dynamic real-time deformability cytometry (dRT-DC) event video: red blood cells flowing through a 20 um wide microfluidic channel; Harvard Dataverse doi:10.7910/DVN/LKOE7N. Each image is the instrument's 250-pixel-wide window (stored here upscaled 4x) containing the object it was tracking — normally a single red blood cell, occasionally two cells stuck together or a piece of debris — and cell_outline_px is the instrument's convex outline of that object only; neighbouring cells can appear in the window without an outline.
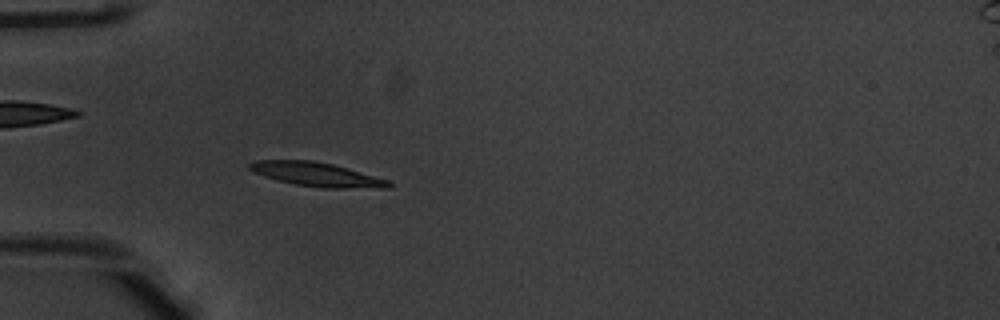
{"species": "common noctule bat (a hibernating species)", "species_latin": "Nyctalus noctula", "temperature_condition": "warm", "stored_images_in_passage": 53, "camera_frame_rate_fps": 3000, "um_per_image_px": 0.085, "animal": {"sex": "male", "body_mass_g": 20.1, "forearm_length_mm": 53.5}, "frame": {"image": 1, "passage_image": 17, "time_ms": 5.333, "image_size_px": [1000, 320], "cell_outline_px": [[392, 188], [324, 188], [296, 184], [276, 180], [264, 176], [248, 168], [248, 164], [256, 160], [312, 160], [332, 164], [388, 180], [392, 184]], "centroid_in_image_um": [26.92, 14.83], "position_along_channel_um": 58.1, "area_um2": 19.25}}
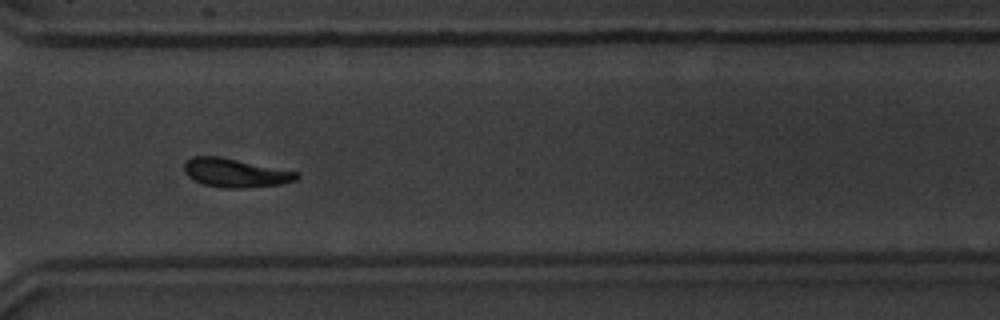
{"frame": {"image": 2, "passage_image": 40, "time_ms": 13.0, "image_size_px": [1000, 320], "cell_outline_px": [[300, 176], [296, 180], [280, 184], [244, 188], [224, 188], [204, 184], [188, 176], [184, 172], [184, 164], [192, 156], [216, 156], [300, 172]], "centroid_in_image_um": [20.02, 14.7], "position_along_channel_um": 350.6, "area_um2": 18.61}}
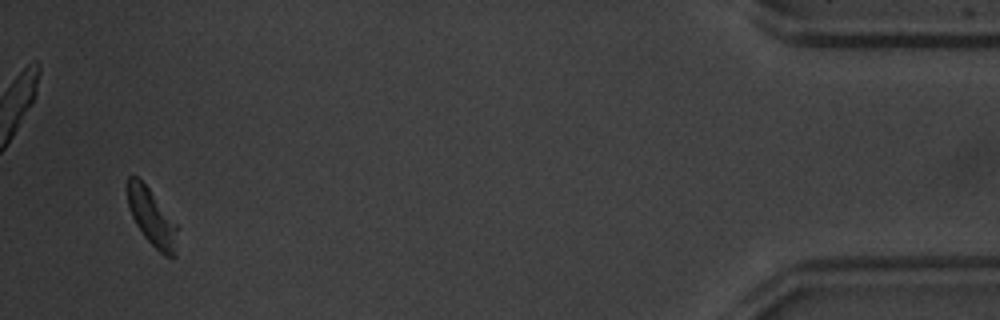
{"frame": {"image": 3, "passage_image": 51, "time_ms": 16.667, "image_size_px": [1000, 320], "cell_outline_px": [[176, 256], [164, 256], [144, 236], [136, 224], [128, 208], [128, 176], [136, 176], [148, 188], [176, 224]], "centroid_in_image_um": [12.89, 18.5], "position_along_channel_um": 422.3, "area_um2": 15.9}, "authors_computed_cell_mechanics": {"area_um2": 18.207, "velocity_mm_per_s": 3.9128, "shape_relaxation_time_tau1_ms": 1.9467, "shape_relaxation_time_tau2_ms": null, "deformation_change_tau1": 0.143, "deformation_change_tau2": null}}